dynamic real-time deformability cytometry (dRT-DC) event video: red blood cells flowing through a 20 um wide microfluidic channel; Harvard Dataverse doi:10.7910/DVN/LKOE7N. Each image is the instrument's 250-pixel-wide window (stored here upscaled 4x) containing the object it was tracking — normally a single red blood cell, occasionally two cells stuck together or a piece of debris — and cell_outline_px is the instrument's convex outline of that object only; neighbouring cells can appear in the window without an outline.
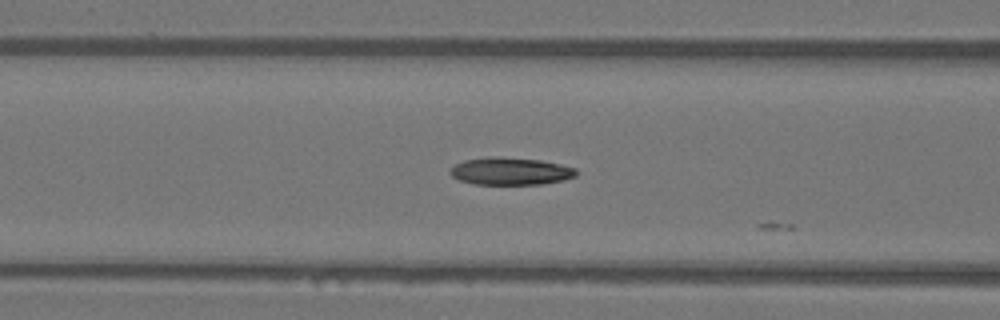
{"species": "Egyptian fruit bat (a non-hibernating species)", "species_latin": "Rousettus aegyptiacus", "temperature_condition": "warm", "stored_images_in_passage": 16, "camera_frame_rate_fps": 3000, "um_per_image_px": 0.085, "animal": {"sex": "female"}, "frame": {"image": 1, "passage_image": 14, "time_ms": 4.333, "image_size_px": [1000, 320], "cell_outline_px": [[576, 176], [564, 180], [540, 184], [476, 184], [460, 180], [452, 176], [448, 172], [456, 164], [464, 160], [488, 156], [496, 156], [540, 160], [560, 164], [576, 168]], "centroid_in_image_um": [43.39, 14.54], "position_along_channel_um": 123.2, "area_um2": 20.11}}